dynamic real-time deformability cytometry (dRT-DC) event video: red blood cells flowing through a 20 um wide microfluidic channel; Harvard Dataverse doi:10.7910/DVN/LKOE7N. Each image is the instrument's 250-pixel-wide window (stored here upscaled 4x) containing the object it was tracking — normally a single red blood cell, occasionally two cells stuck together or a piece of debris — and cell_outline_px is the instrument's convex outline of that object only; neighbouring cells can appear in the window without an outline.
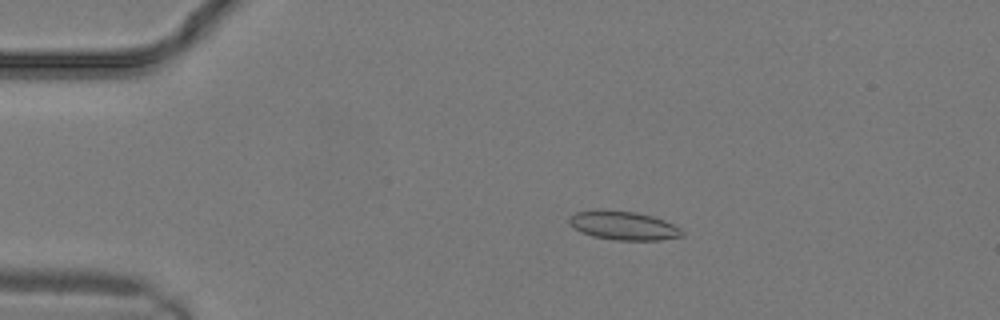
{"species": "common noctule bat (a hibernating species)", "species_latin": "Nyctalus noctula", "temperature_condition": "warm", "stored_images_in_passage": 12, "camera_frame_rate_fps": 3000, "um_per_image_px": 0.085, "animal": {"sex": "male", "body_mass_g": 19.2, "forearm_length_mm": 51.8}, "frame": {"image": 1, "passage_image": 5, "time_ms": 1.333, "image_size_px": [1000, 320], "cell_outline_px": [[684, 236], [660, 240], [616, 240], [592, 236], [580, 232], [568, 220], [576, 212], [636, 212], [652, 216], [664, 220], [680, 228], [684, 232]], "centroid_in_image_um": [53.09, 19.22], "position_along_channel_um": 31.9, "area_um2": 18.15}}
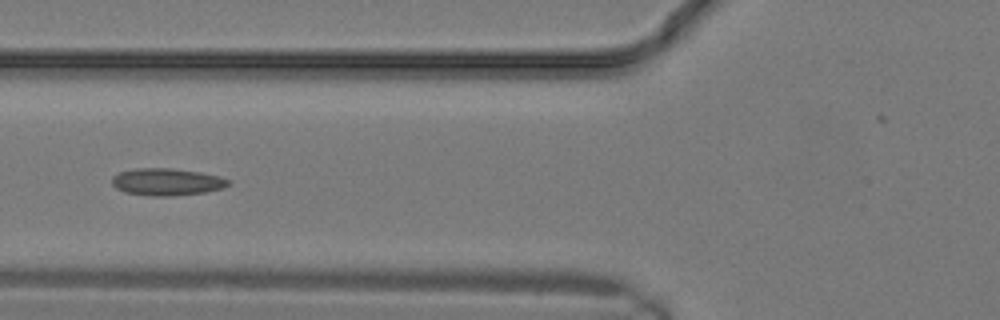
{"frame": {"image": 2, "passage_image": 10, "time_ms": 3.0, "image_size_px": [1000, 320], "cell_outline_px": [[232, 184], [224, 188], [204, 192], [172, 196], [148, 196], [124, 192], [116, 188], [112, 184], [112, 176], [120, 172], [136, 168], [172, 168], [200, 172], [220, 176], [232, 180]], "centroid_in_image_um": [14.21, 15.46], "position_along_channel_um": 111.6, "area_um2": 18.67}}